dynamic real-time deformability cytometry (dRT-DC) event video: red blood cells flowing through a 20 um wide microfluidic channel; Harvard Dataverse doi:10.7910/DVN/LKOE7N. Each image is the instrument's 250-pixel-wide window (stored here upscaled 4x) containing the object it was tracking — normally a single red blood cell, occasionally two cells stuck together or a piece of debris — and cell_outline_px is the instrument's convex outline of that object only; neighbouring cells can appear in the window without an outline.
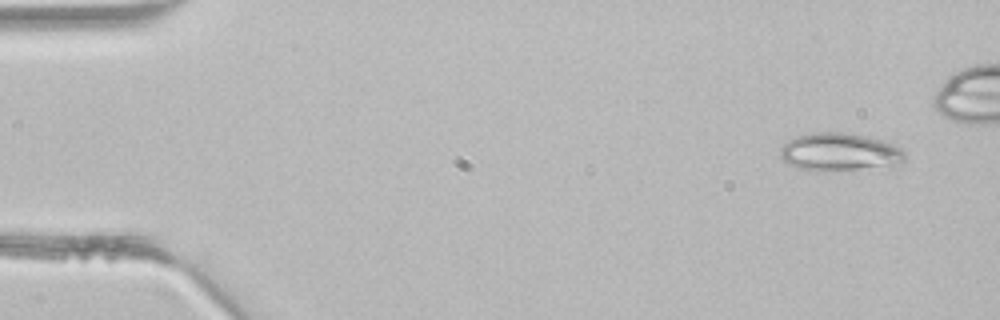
{"species": "common noctule bat (a hibernating species)", "species_latin": "Nyctalus noctula", "temperature_condition": "room temperature", "stored_images_in_passage": 5, "camera_frame_rate_fps": 3000, "um_per_image_px": 0.085, "animal": {"sex": "male", "body_mass_g": 21.5, "forearm_length_mm": 52.0}, "frame": {"image": 1, "passage_image": 1, "time_ms": 0.0, "image_size_px": [1000, 320], "cell_outline_px": [[904, 160], [888, 164], [824, 172], [820, 172], [800, 168], [788, 164], [780, 156], [780, 148], [788, 140], [796, 136], [812, 132], [840, 132], [864, 136], [884, 140], [900, 148], [904, 152]], "centroid_in_image_um": [71.25, 12.9], "position_along_channel_um": 13.7, "area_um2": 26.93}}